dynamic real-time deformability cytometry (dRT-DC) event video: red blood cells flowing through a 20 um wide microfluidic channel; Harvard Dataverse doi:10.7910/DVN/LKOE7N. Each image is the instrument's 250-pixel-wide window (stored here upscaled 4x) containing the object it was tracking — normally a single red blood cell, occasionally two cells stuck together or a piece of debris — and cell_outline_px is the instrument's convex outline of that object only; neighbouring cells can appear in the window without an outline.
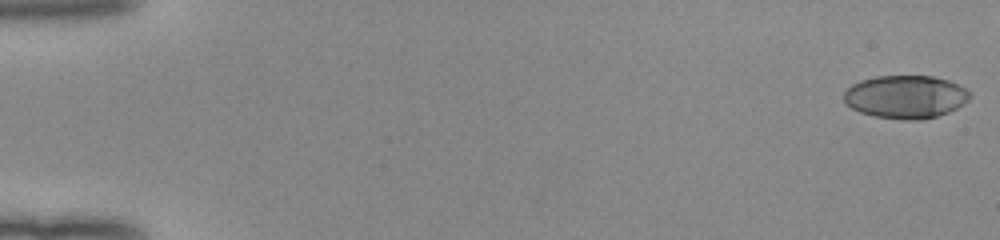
{"species": "human", "species_latin": "Homo sapiens", "temperature_condition": "room temperature", "stored_images_in_passage": 52, "camera_frame_rate_fps": 3000, "um_per_image_px": 0.085, "donor": {"sex": "female"}, "frame": {"image": 1, "passage_image": 1, "time_ms": 0.0, "image_size_px": [1000, 240], "cell_outline_px": [[968, 100], [964, 104], [948, 112], [936, 116], [920, 120], [904, 120], [876, 116], [860, 112], [852, 108], [844, 100], [844, 92], [852, 84], [860, 80], [876, 76], [932, 76], [948, 80], [964, 88], [968, 92]], "centroid_in_image_um": [76.95, 8.23], "position_along_channel_um": 8.0, "area_um2": 31.33}}
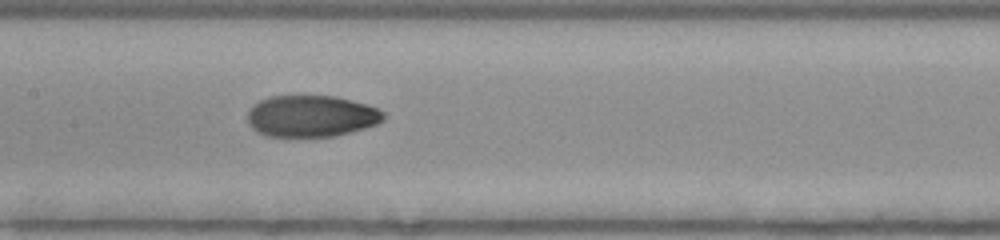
{"frame": {"image": 2, "passage_image": 27, "time_ms": 8.667, "image_size_px": [1000, 240], "cell_outline_px": [[388, 116], [384, 120], [376, 124], [364, 128], [332, 136], [264, 136], [256, 132], [248, 124], [248, 108], [260, 100], [272, 96], [336, 96], [352, 100], [376, 108], [384, 112]], "centroid_in_image_um": [26.43, 9.86], "position_along_channel_um": 181.0, "area_um2": 32.95}}
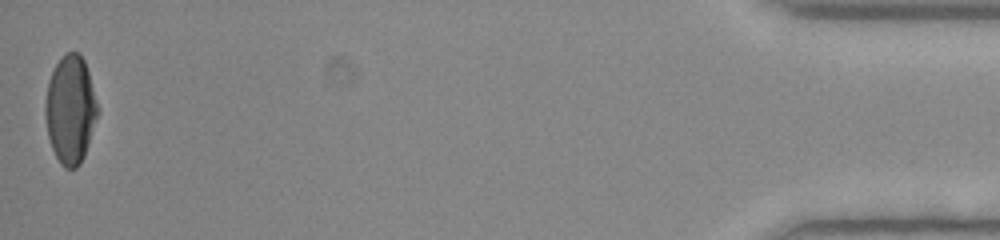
{"frame": {"image": 3, "passage_image": 52, "time_ms": 17.0, "image_size_px": [1000, 240], "cell_outline_px": [[100, 112], [84, 156], [80, 164], [76, 168], [64, 168], [60, 164], [52, 148], [48, 136], [44, 112], [44, 104], [48, 80], [56, 64], [68, 52], [80, 52], [84, 60], [88, 72]], "centroid_in_image_um": [5.99, 9.33], "position_along_channel_um": 429.2, "area_um2": 33.12}, "authors_computed_cell_mechanics": {"area_um2": 33.0616, "velocity_mm_per_s": 4.0207, "shape_relaxation_time_tau1_ms": 7.1468, "shape_relaxation_time_tau2_ms": 1.3651, "deformation_change_tau1": 0.2294, "deformation_change_tau2": 0.048}}